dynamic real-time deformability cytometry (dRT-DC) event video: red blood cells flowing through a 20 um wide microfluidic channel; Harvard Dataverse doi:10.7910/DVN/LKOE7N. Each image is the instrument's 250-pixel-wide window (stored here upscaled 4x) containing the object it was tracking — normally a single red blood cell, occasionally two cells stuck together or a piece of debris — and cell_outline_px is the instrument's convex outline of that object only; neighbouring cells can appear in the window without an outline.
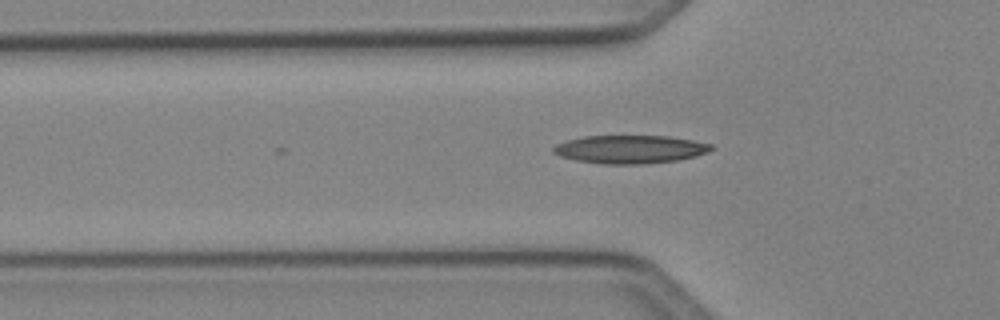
{"species": "Egyptian fruit bat (a non-hibernating species)", "species_latin": "Rousettus aegyptiacus", "temperature_condition": "cold", "stored_images_in_passage": 5, "camera_frame_rate_fps": 3000, "um_per_image_px": 0.085, "animal": {"sex": "female"}, "frame": {"image": 1, "passage_image": 3, "time_ms": 0.667, "image_size_px": [1000, 320], "cell_outline_px": [[712, 148], [708, 152], [696, 156], [676, 160], [644, 164], [604, 164], [576, 160], [560, 156], [552, 152], [552, 148], [556, 144], [568, 140], [584, 136], [668, 136], [692, 140], [712, 144]], "centroid_in_image_um": [53.54, 12.69], "position_along_channel_um": 72.3, "area_um2": 25.84}}